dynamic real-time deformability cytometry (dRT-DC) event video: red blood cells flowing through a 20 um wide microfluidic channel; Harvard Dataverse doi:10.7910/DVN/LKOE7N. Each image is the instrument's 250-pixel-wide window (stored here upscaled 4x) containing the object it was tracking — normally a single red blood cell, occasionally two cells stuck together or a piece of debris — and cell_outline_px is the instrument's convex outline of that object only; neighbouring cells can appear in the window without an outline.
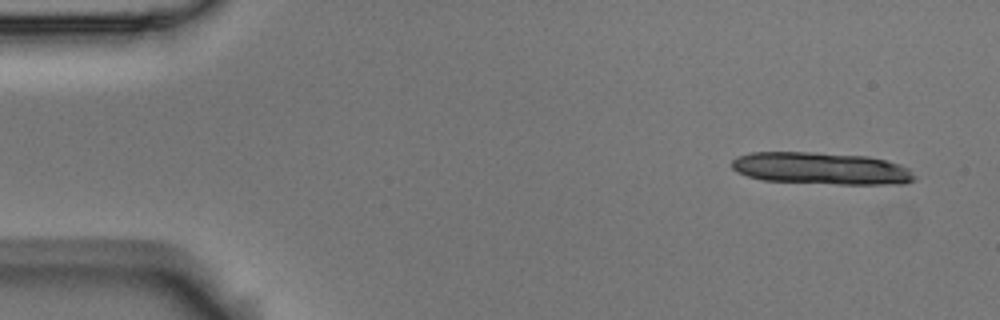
{"species": "Egyptian fruit bat (a non-hibernating species)", "species_latin": "Rousettus aegyptiacus", "temperature_condition": "room temperature", "stored_images_in_passage": 4, "segment_of_instrument_passage": [1, 2], "camera_frame_rate_fps": 3000, "um_per_image_px": 0.085, "animal": {"sex": "male"}, "frame": {"image": 1, "passage_image": 1, "time_ms": 0.0, "image_size_px": [1000, 320], "cell_outline_px": [[916, 180], [904, 184], [836, 184], [764, 180], [748, 176], [736, 172], [732, 168], [732, 160], [736, 156], [752, 152], [816, 152], [868, 156], [888, 160], [900, 164], [908, 168], [916, 176]], "centroid_in_image_um": [69.84, 14.31], "position_along_channel_um": 15.2, "area_um2": 34.51}}